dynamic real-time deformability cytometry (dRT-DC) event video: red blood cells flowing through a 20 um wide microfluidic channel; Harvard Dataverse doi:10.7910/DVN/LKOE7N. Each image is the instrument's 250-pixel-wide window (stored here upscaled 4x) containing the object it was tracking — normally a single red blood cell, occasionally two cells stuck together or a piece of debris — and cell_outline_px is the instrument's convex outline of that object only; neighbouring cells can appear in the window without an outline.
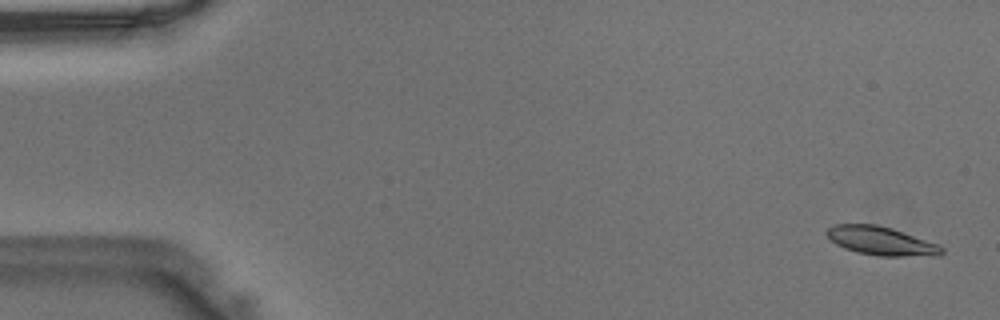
{"species": "Egyptian fruit bat (a non-hibernating species)", "species_latin": "Rousettus aegyptiacus", "temperature_condition": "warm", "stored_images_in_passage": 47, "camera_frame_rate_fps": 3000, "um_per_image_px": 0.085, "animal": {"sex": "male"}, "frame": {"image": 1, "passage_image": 2, "time_ms": 0.333, "image_size_px": [1000, 320], "cell_outline_px": [[944, 252], [940, 256], [880, 256], [856, 252], [844, 248], [836, 244], [824, 232], [828, 228], [836, 224], [876, 224], [892, 228], [936, 244], [944, 248]], "centroid_in_image_um": [74.89, 20.48], "position_along_channel_um": 10.1, "area_um2": 19.07}}
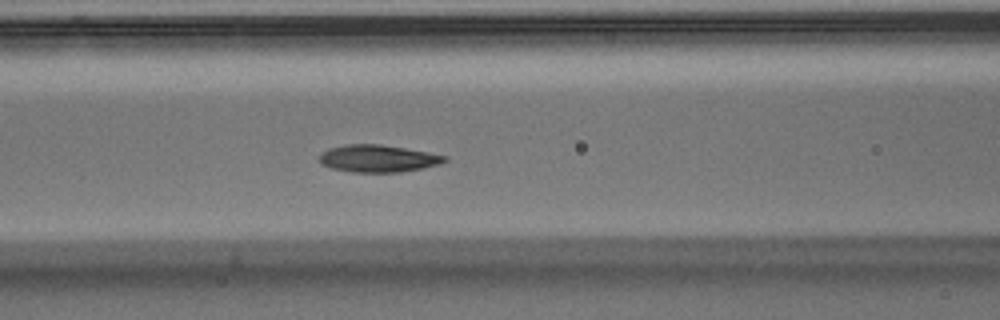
{"frame": {"image": 2, "passage_image": 20, "time_ms": 6.333, "image_size_px": [1000, 320], "cell_outline_px": [[448, 160], [440, 164], [400, 172], [352, 172], [332, 168], [324, 164], [320, 160], [320, 152], [328, 148], [344, 144], [380, 144], [428, 152], [448, 156]], "centroid_in_image_um": [32.13, 13.46], "position_along_channel_um": 134.5, "area_um2": 19.83}}
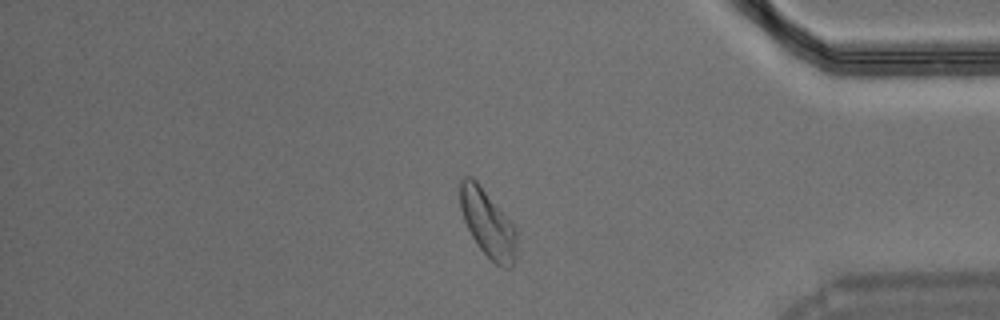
{"frame": {"image": 3, "passage_image": 40, "time_ms": 13.0, "image_size_px": [1000, 320], "cell_outline_px": [[516, 260], [512, 268], [504, 268], [496, 264], [480, 248], [472, 236], [464, 220], [460, 208], [460, 180], [464, 176], [472, 176], [480, 184], [516, 228]], "centroid_in_image_um": [41.46, 18.99], "position_along_channel_um": 393.7, "area_um2": 22.14}}